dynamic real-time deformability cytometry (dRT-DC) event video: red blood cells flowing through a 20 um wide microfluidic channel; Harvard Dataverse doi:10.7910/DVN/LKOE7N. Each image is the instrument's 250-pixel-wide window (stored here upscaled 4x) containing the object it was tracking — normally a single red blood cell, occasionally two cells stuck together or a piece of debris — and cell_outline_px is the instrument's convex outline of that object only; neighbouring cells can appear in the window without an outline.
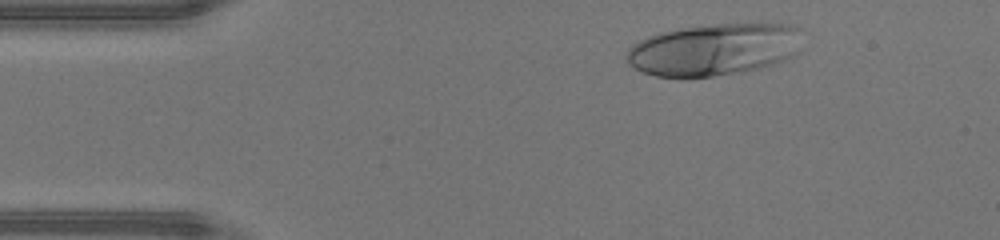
{"species": "human", "species_latin": "Homo sapiens", "temperature_condition": "warm", "stored_images_in_passage": 34, "camera_frame_rate_fps": 3000, "um_per_image_px": 0.085, "donor": {"sex": "male"}, "frame": {"image": 1, "passage_image": 3, "time_ms": 0.667, "image_size_px": [1000, 240], "cell_outline_px": [[800, 52], [784, 60], [760, 68], [740, 72], [684, 80], [680, 80], [656, 76], [644, 72], [628, 64], [624, 56], [628, 48], [632, 44], [648, 36], [660, 32], [684, 28], [716, 24], [772, 20], [796, 24], [800, 28]], "centroid_in_image_um": [60.75, 4.19], "position_along_channel_um": 24.2, "area_um2": 55.2}}
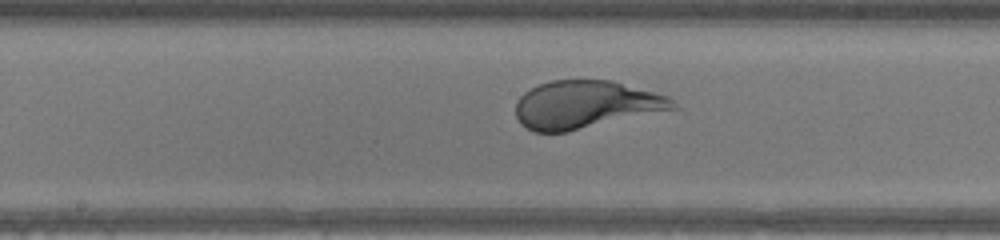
{"frame": {"image": 2, "passage_image": 19, "time_ms": 6.0, "image_size_px": [1000, 240], "cell_outline_px": [[680, 108], [568, 132], [532, 132], [520, 124], [516, 116], [516, 100], [524, 92], [540, 84], [552, 80], [612, 80], [668, 96]], "centroid_in_image_um": [49.77, 8.91], "position_along_channel_um": 198.4, "area_um2": 44.04}}
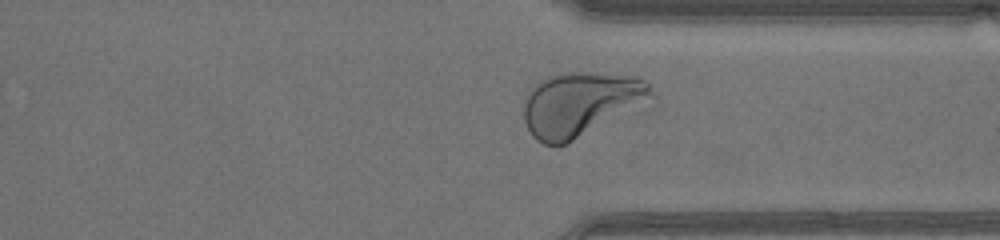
{"frame": {"image": 3, "passage_image": 30, "time_ms": 9.667, "image_size_px": [1000, 240], "cell_outline_px": [[656, 96], [652, 108], [568, 144], [544, 144], [536, 140], [532, 136], [524, 120], [524, 96], [540, 80], [548, 76], [572, 72], [584, 72], [640, 76], [648, 84]], "centroid_in_image_um": [49.55, 8.89], "position_along_channel_um": 361.8, "area_um2": 50.46}}